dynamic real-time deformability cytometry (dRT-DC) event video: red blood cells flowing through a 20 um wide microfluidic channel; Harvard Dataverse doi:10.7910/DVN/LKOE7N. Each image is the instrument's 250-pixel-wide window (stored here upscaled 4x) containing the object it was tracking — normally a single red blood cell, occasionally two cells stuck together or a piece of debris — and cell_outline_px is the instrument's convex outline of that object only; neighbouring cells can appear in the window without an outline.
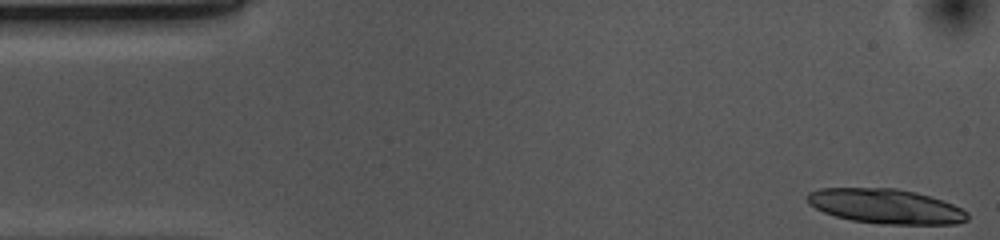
{"species": "common noctule bat (a hibernating species)", "species_latin": "Nyctalus noctula", "temperature_condition": "cold", "stored_images_in_passage": 25, "camera_frame_rate_fps": 3000, "um_per_image_px": 0.085, "animal": {"sex": "female", "body_mass_g": 10.0, "forearm_length_mm": 53.1}, "frame": {"image": 1, "passage_image": 1, "time_ms": 0.0, "image_size_px": [1000, 240], "cell_outline_px": [[968, 220], [956, 224], [880, 224], [852, 220], [836, 216], [824, 212], [808, 204], [808, 192], [820, 188], [896, 188], [916, 192], [952, 204], [968, 212]], "centroid_in_image_um": [75.28, 17.53], "position_along_channel_um": 9.7, "area_um2": 32.25}}
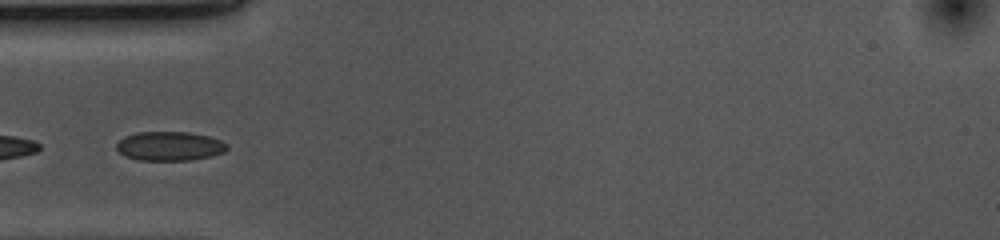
{"frame": {"image": 2, "passage_image": 15, "time_ms": 4.667, "image_size_px": [1000, 240], "cell_outline_px": [[228, 148], [224, 152], [212, 156], [192, 160], [140, 160], [124, 156], [116, 148], [116, 144], [124, 136], [136, 132], [188, 132], [208, 136], [220, 140], [228, 144]], "centroid_in_image_um": [14.42, 12.42], "position_along_channel_um": 70.6, "area_um2": 18.84}}